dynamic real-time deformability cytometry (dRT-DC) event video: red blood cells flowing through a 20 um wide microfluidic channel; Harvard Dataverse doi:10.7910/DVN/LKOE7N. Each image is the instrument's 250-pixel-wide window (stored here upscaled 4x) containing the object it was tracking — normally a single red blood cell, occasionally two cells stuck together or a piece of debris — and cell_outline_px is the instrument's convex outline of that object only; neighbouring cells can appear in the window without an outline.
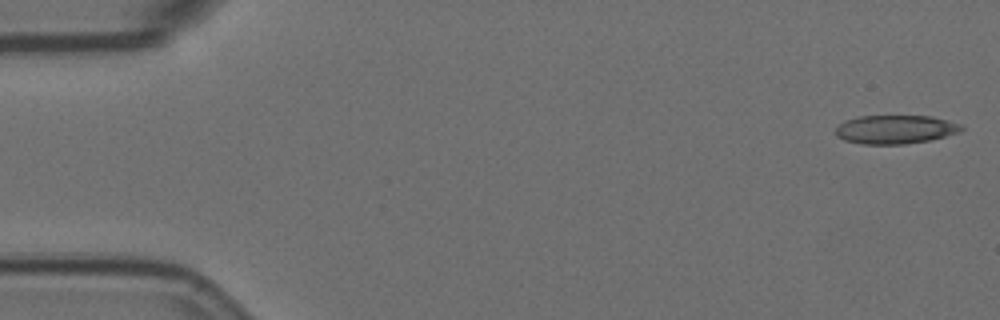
{"species": "Egyptian fruit bat (a non-hibernating species)", "species_latin": "Rousettus aegyptiacus", "temperature_condition": "room temperature", "stored_images_in_passage": 2, "camera_frame_rate_fps": 3000, "um_per_image_px": 0.085, "animal": {"sex": "female"}, "frame": {"image": 1, "passage_image": 1, "time_ms": 0.0, "image_size_px": [1000, 320], "cell_outline_px": [[964, 128], [960, 132], [928, 140], [904, 144], [860, 144], [844, 140], [836, 136], [836, 128], [844, 120], [856, 116], [932, 116], [948, 120], [960, 124]], "centroid_in_image_um": [76.08, 10.99], "position_along_channel_um": 8.9, "area_um2": 21.04}}